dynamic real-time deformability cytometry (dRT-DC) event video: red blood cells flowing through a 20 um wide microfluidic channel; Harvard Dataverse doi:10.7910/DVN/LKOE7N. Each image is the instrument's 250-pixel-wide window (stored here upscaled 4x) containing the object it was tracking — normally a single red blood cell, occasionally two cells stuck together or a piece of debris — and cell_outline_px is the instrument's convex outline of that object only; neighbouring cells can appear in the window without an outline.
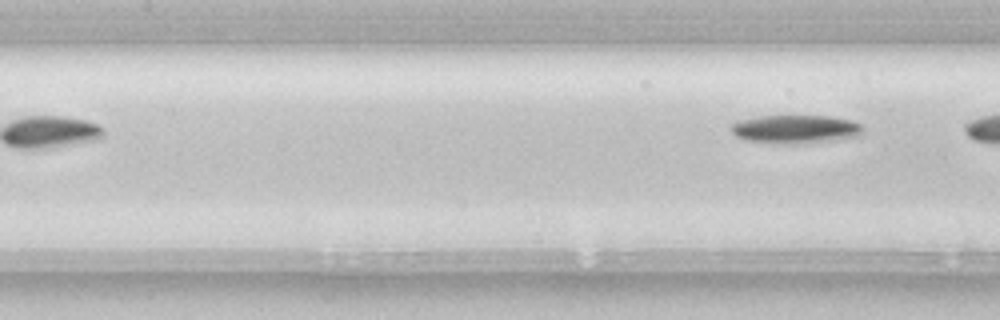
{"species": "common noctule bat (a hibernating species)", "species_latin": "Nyctalus noctula", "temperature_condition": "room temperature", "stored_images_in_passage": 6, "camera_frame_rate_fps": 3000, "um_per_image_px": 0.085, "animal": {"sex": "female", "body_mass_g": 22.7, "forearm_length_mm": 54.2}, "frame": {"image": 1, "passage_image": 6, "time_ms": 1.667, "image_size_px": [1000, 320], "cell_outline_px": [[864, 128], [856, 136], [832, 140], [804, 144], [772, 144], [744, 140], [736, 136], [728, 128], [732, 124], [740, 120], [760, 116], [832, 116], [848, 120], [860, 124]], "centroid_in_image_um": [67.54, 10.99], "position_along_channel_um": 139.9, "area_um2": 21.96}}